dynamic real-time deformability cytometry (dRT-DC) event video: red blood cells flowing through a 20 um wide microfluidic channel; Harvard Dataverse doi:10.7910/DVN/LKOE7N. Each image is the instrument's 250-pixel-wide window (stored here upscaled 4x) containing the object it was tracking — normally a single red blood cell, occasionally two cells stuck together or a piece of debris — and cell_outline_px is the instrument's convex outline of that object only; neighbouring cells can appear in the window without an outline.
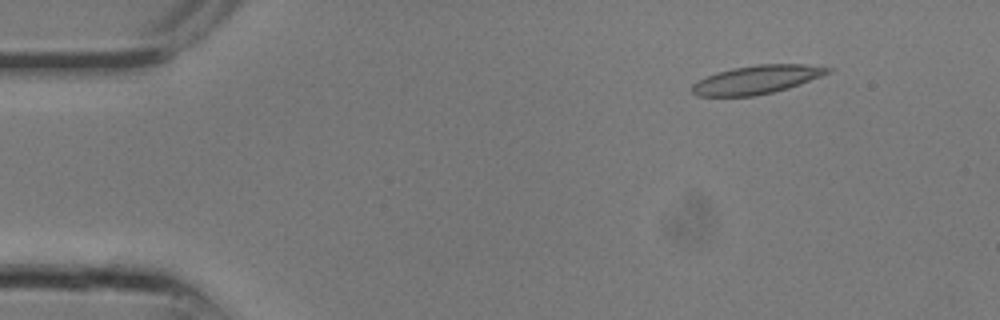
{"species": "common noctule bat (a hibernating species)", "species_latin": "Nyctalus noctula", "temperature_condition": "room temperature", "stored_images_in_passage": 16, "camera_frame_rate_fps": 3000, "um_per_image_px": 0.085, "animal": {"sex": "male", "body_mass_g": 13.3}, "frame": {"image": 1, "passage_image": 1, "time_ms": 0.0, "image_size_px": [1000, 320], "cell_outline_px": [[832, 68], [828, 72], [820, 76], [800, 84], [788, 88], [772, 92], [752, 96], [696, 96], [692, 92], [692, 84], [716, 72], [732, 68], [756, 64], [804, 64]], "centroid_in_image_um": [64.29, 6.76], "position_along_channel_um": 20.7, "area_um2": 22.25}}
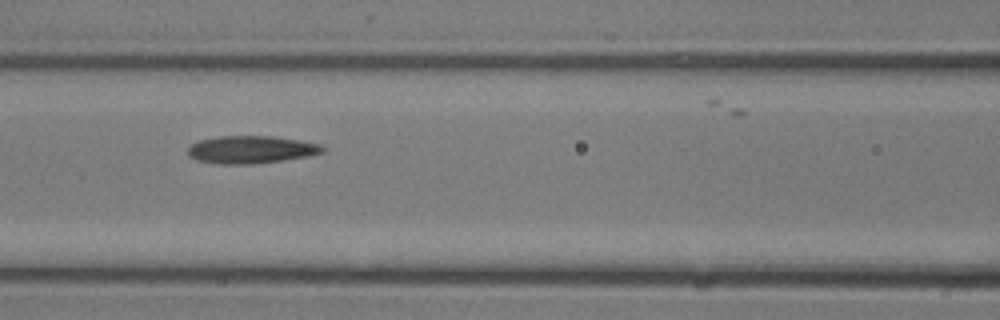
{"frame": {"image": 2, "passage_image": 9, "time_ms": 2.667, "image_size_px": [1000, 320], "cell_outline_px": [[324, 152], [308, 156], [284, 160], [252, 164], [212, 164], [196, 160], [188, 156], [188, 148], [192, 144], [200, 140], [216, 136], [276, 136], [320, 144], [324, 148]], "centroid_in_image_um": [21.31, 12.72], "position_along_channel_um": 145.3, "area_um2": 21.85}}
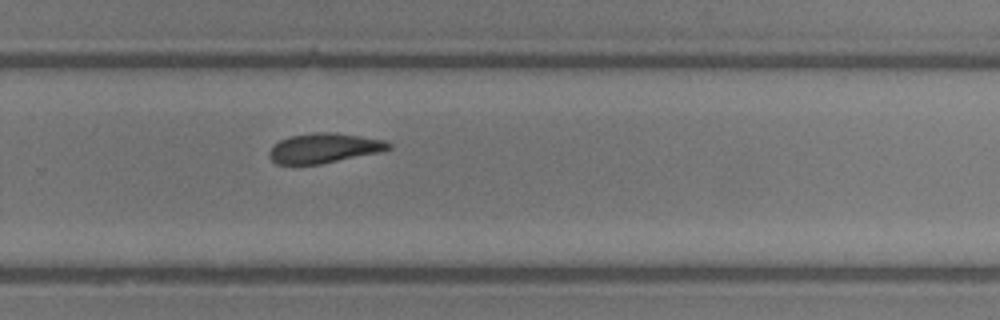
{"frame": {"image": 3, "passage_image": 15, "time_ms": 4.667, "image_size_px": [1000, 320], "cell_outline_px": [[392, 148], [384, 152], [320, 164], [276, 164], [268, 156], [268, 152], [272, 144], [280, 140], [292, 136], [316, 132], [332, 132], [360, 136], [384, 140], [392, 144]], "centroid_in_image_um": [27.57, 12.6], "position_along_channel_um": 302.2, "area_um2": 20.92}}